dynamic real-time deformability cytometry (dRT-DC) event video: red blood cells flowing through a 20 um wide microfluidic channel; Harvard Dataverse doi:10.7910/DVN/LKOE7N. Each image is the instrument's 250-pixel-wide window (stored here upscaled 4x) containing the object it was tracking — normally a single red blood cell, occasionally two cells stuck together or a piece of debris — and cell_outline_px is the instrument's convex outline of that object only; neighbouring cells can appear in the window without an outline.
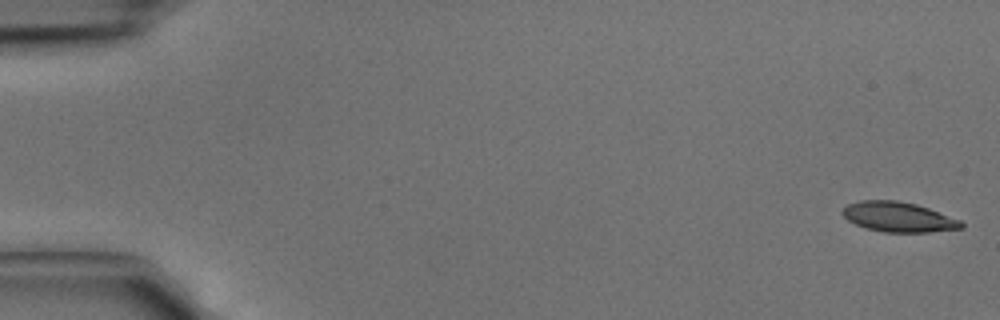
{"species": "common noctule bat (a hibernating species)", "species_latin": "Nyctalus noctula", "temperature_condition": "cold", "stored_images_in_passage": 8, "camera_frame_rate_fps": 3000, "um_per_image_px": 0.085, "animal": {"sex": "male", "body_mass_g": 15.6}, "frame": {"image": 1, "passage_image": 1, "time_ms": 0.0, "image_size_px": [1000, 320], "cell_outline_px": [[964, 228], [928, 232], [884, 232], [868, 228], [856, 224], [848, 220], [840, 212], [848, 204], [860, 200], [896, 200], [916, 204], [928, 208], [960, 220], [964, 224]], "centroid_in_image_um": [76.37, 18.44], "position_along_channel_um": 8.6, "area_um2": 20.58}}